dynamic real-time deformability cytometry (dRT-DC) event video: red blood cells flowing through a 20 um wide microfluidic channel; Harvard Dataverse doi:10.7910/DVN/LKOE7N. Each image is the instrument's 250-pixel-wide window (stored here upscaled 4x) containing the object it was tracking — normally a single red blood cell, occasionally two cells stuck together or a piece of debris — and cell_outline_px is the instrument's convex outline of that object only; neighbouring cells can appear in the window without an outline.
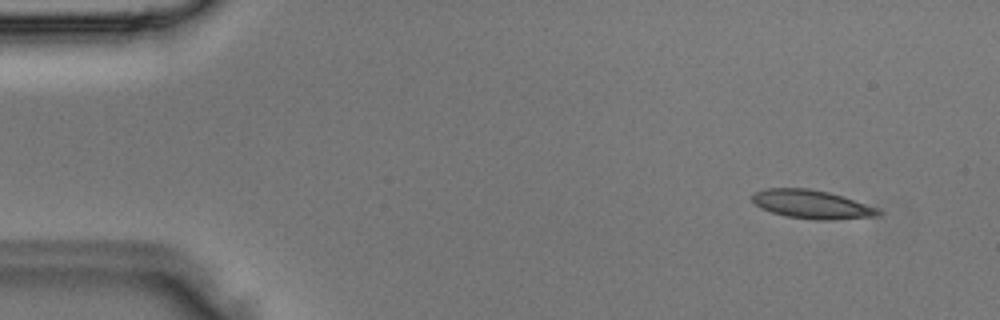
{"species": "Egyptian fruit bat (a non-hibernating species)", "species_latin": "Rousettus aegyptiacus", "temperature_condition": "room temperature", "stored_images_in_passage": 2, "camera_frame_rate_fps": 3000, "um_per_image_px": 0.085, "animal": {"sex": "male"}, "frame": {"image": 1, "passage_image": 1, "time_ms": 0.0, "image_size_px": [1000, 320], "cell_outline_px": [[884, 212], [880, 216], [832, 220], [816, 220], [788, 216], [772, 212], [760, 208], [752, 200], [752, 196], [756, 192], [768, 188], [808, 188], [828, 192], [844, 196], [876, 208]], "centroid_in_image_um": [69.04, 17.37], "position_along_channel_um": 16.0, "area_um2": 20.92}}